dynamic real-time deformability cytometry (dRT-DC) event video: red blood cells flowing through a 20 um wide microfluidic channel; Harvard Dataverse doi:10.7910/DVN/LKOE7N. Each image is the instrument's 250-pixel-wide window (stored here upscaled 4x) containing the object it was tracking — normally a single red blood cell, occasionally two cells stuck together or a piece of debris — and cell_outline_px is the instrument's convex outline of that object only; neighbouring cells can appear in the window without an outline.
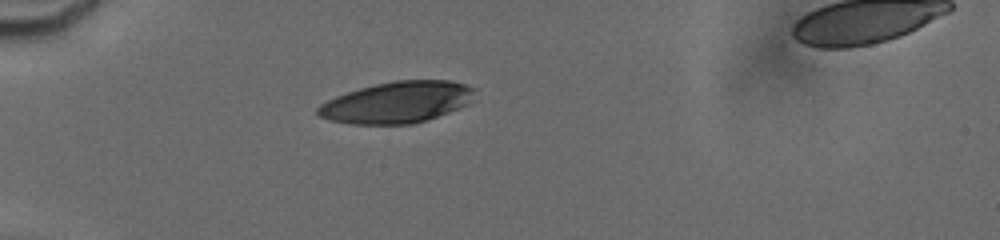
{"species": "human", "species_latin": "Homo sapiens", "temperature_condition": "cold", "stored_images_in_passage": 14, "camera_frame_rate_fps": 3000, "um_per_image_px": 0.085, "donor": {"sex": "male"}, "frame": {"image": 1, "passage_image": 3, "time_ms": 2.333, "image_size_px": [1000, 240], "cell_outline_px": [[476, 88], [472, 100], [468, 104], [428, 120], [412, 124], [352, 124], [328, 120], [320, 116], [316, 112], [316, 108], [320, 104], [336, 96], [360, 88], [376, 84], [396, 80], [448, 80], [464, 84]], "centroid_in_image_um": [33.75, 8.7], "position_along_channel_um": 51.2, "area_um2": 37.8}}
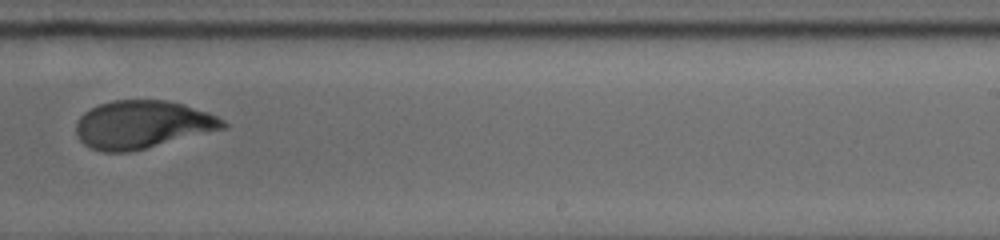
{"frame": {"image": 2, "passage_image": 9, "time_ms": 9.0, "image_size_px": [1000, 240], "cell_outline_px": [[228, 128], [132, 152], [104, 152], [92, 148], [84, 144], [80, 140], [76, 132], [76, 124], [80, 116], [84, 112], [100, 104], [112, 100], [168, 100], [184, 104], [208, 112], [224, 120], [228, 124]], "centroid_in_image_um": [12.14, 10.59], "position_along_channel_um": 276.9, "area_um2": 41.33}}
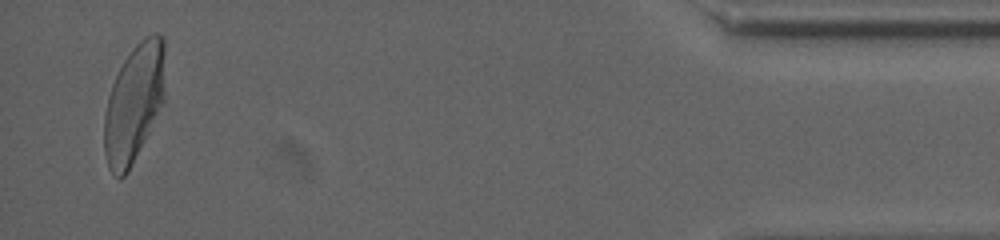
{"frame": {"image": 3, "passage_image": 14, "time_ms": 14.667, "image_size_px": [1000, 240], "cell_outline_px": [[164, 100], [128, 172], [120, 180], [108, 168], [104, 152], [104, 116], [108, 96], [112, 84], [124, 60], [132, 48], [144, 36], [156, 32], [164, 36]], "centroid_in_image_um": [11.38, 8.75], "position_along_channel_um": 423.8, "area_um2": 41.67}, "authors_computed_cell_mechanics": {"area_um2": 41.2114, "velocity_mm_per_s": 3.7932, "shape_relaxation_time_tau1_ms": 5.3504, "shape_relaxation_time_tau2_ms": 0.6975, "deformation_change_tau1": 0.1884, "deformation_change_tau2": 0.0622}}